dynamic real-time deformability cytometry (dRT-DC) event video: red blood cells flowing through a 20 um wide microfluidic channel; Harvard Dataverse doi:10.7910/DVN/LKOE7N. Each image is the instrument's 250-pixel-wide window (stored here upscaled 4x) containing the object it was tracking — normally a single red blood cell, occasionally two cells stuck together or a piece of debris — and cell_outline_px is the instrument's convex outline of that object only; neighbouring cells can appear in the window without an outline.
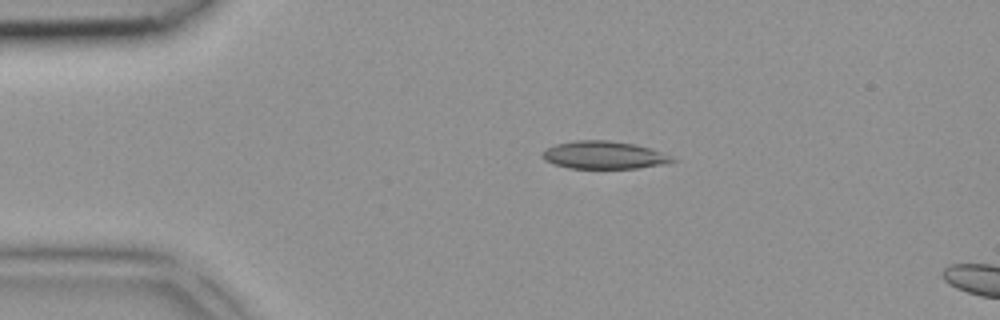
{"species": "common noctule bat (a hibernating species)", "species_latin": "Nyctalus noctula", "temperature_condition": "room temperature", "stored_images_in_passage": 3, "camera_frame_rate_fps": 3000, "um_per_image_px": 0.085, "animal": {"sex": "female", "body_mass_g": 18.4}, "frame": {"image": 1, "passage_image": 2, "time_ms": 0.333, "image_size_px": [1000, 320], "cell_outline_px": [[676, 160], [664, 164], [636, 168], [568, 168], [552, 164], [544, 160], [540, 156], [540, 152], [544, 148], [556, 144], [572, 140], [608, 140], [636, 144], [660, 152]], "centroid_in_image_um": [51.21, 13.17], "position_along_channel_um": 33.8, "area_um2": 21.04}}